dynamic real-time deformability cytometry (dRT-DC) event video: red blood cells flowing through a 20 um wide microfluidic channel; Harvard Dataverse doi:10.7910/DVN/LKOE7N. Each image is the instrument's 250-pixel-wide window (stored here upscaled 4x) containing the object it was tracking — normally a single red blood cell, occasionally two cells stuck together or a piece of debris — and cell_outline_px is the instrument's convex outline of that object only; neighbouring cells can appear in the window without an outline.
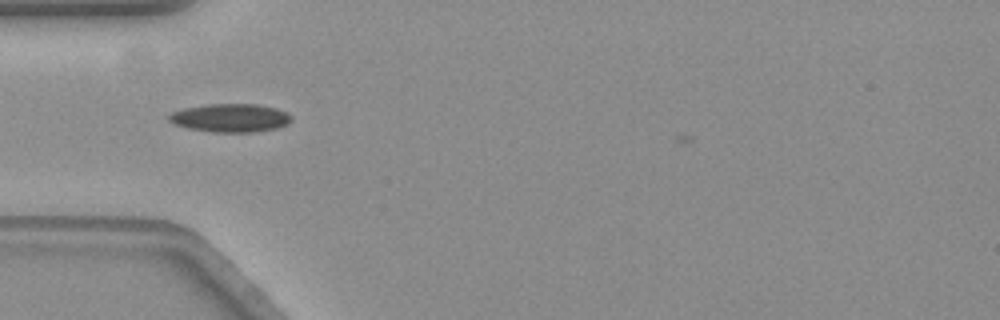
{"species": "common noctule bat (a hibernating species)", "species_latin": "Nyctalus noctula", "temperature_condition": "warm", "stored_images_in_passage": 40, "camera_frame_rate_fps": 3000, "um_per_image_px": 0.085, "animal": {"sex": "female", "body_mass_g": 19.3, "forearm_length_mm": 54.1}, "frame": {"image": 1, "passage_image": 1, "time_ms": 0.0, "image_size_px": [1000, 320], "cell_outline_px": [[292, 120], [276, 128], [252, 132], [212, 132], [188, 128], [176, 124], [168, 120], [168, 116], [172, 112], [184, 108], [208, 104], [256, 104], [276, 108], [288, 112], [292, 116]], "centroid_in_image_um": [19.58, 10.01], "position_along_channel_um": 65.4, "area_um2": 20.11}}
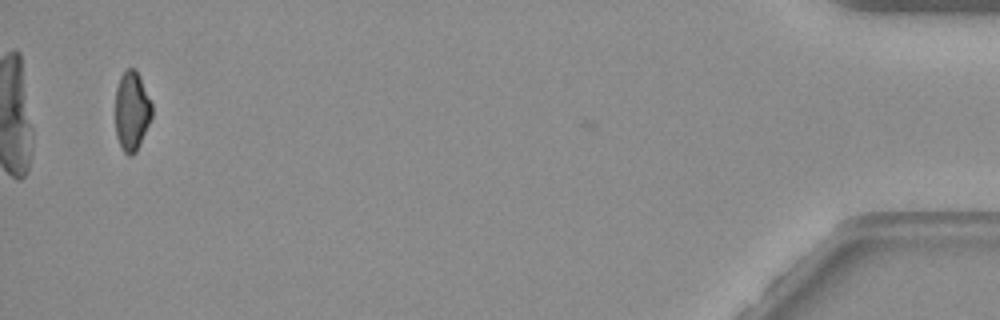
{"frame": {"image": 2, "passage_image": 39, "time_ms": 12.667, "image_size_px": [1000, 320], "cell_outline_px": [[152, 116], [136, 152], [132, 156], [128, 156], [124, 152], [116, 136], [116, 88], [120, 76], [128, 68], [136, 68], [140, 76], [152, 104]], "centroid_in_image_um": [11.2, 9.42], "position_along_channel_um": 424.0, "area_um2": 16.88}, "authors_computed_cell_mechanics": {"area_um2": 18.785, "velocity_mm_per_s": 3.5405, "shape_relaxation_time_tau1_ms": 5.2033, "shape_relaxation_time_tau2_ms": null, "deformation_change_tau1": 0.1281, "deformation_change_tau2": null}}